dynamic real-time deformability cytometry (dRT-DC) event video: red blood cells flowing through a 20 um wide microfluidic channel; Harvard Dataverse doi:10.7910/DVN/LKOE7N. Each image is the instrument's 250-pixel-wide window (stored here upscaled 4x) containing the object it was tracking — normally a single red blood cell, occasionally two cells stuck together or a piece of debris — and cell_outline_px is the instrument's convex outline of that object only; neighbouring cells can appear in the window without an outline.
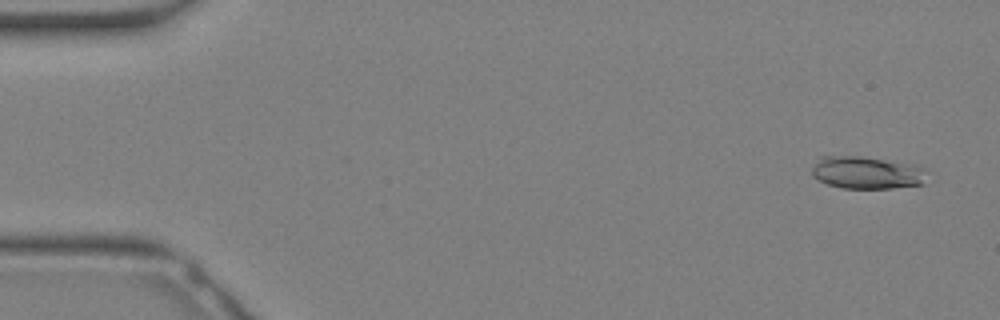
{"species": "Egyptian fruit bat (a non-hibernating species)", "species_latin": "Rousettus aegyptiacus", "temperature_condition": "warm", "stored_images_in_passage": 10, "camera_frame_rate_fps": 3000, "um_per_image_px": 0.085, "animal": {"sex": "female"}, "frame": {"image": 1, "passage_image": 2, "time_ms": 0.333, "image_size_px": [1000, 320], "cell_outline_px": [[924, 184], [892, 188], [840, 188], [828, 184], [812, 176], [812, 168], [820, 156], [860, 156], [912, 164], [920, 168]], "centroid_in_image_um": [73.58, 14.67], "position_along_channel_um": 11.4, "area_um2": 21.33}}